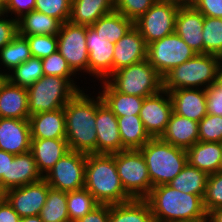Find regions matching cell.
<instances>
[{
	"instance_id": "cell-51",
	"label": "cell",
	"mask_w": 222,
	"mask_h": 222,
	"mask_svg": "<svg viewBox=\"0 0 222 222\" xmlns=\"http://www.w3.org/2000/svg\"><path fill=\"white\" fill-rule=\"evenodd\" d=\"M20 220L21 217L7 201L0 204V222H20Z\"/></svg>"
},
{
	"instance_id": "cell-7",
	"label": "cell",
	"mask_w": 222,
	"mask_h": 222,
	"mask_svg": "<svg viewBox=\"0 0 222 222\" xmlns=\"http://www.w3.org/2000/svg\"><path fill=\"white\" fill-rule=\"evenodd\" d=\"M106 80L121 93L143 98L163 89V77L147 59L119 69Z\"/></svg>"
},
{
	"instance_id": "cell-36",
	"label": "cell",
	"mask_w": 222,
	"mask_h": 222,
	"mask_svg": "<svg viewBox=\"0 0 222 222\" xmlns=\"http://www.w3.org/2000/svg\"><path fill=\"white\" fill-rule=\"evenodd\" d=\"M44 77L40 58L31 57L20 66L14 67L7 73V80L14 85L28 88Z\"/></svg>"
},
{
	"instance_id": "cell-38",
	"label": "cell",
	"mask_w": 222,
	"mask_h": 222,
	"mask_svg": "<svg viewBox=\"0 0 222 222\" xmlns=\"http://www.w3.org/2000/svg\"><path fill=\"white\" fill-rule=\"evenodd\" d=\"M202 33L204 54L222 58V18L204 16Z\"/></svg>"
},
{
	"instance_id": "cell-4",
	"label": "cell",
	"mask_w": 222,
	"mask_h": 222,
	"mask_svg": "<svg viewBox=\"0 0 222 222\" xmlns=\"http://www.w3.org/2000/svg\"><path fill=\"white\" fill-rule=\"evenodd\" d=\"M221 61L216 55L196 54L163 76V90L206 89L217 82Z\"/></svg>"
},
{
	"instance_id": "cell-58",
	"label": "cell",
	"mask_w": 222,
	"mask_h": 222,
	"mask_svg": "<svg viewBox=\"0 0 222 222\" xmlns=\"http://www.w3.org/2000/svg\"><path fill=\"white\" fill-rule=\"evenodd\" d=\"M4 0H0V7L3 5Z\"/></svg>"
},
{
	"instance_id": "cell-56",
	"label": "cell",
	"mask_w": 222,
	"mask_h": 222,
	"mask_svg": "<svg viewBox=\"0 0 222 222\" xmlns=\"http://www.w3.org/2000/svg\"><path fill=\"white\" fill-rule=\"evenodd\" d=\"M6 80H7V74L3 73L0 70V89H1L2 85L5 83Z\"/></svg>"
},
{
	"instance_id": "cell-25",
	"label": "cell",
	"mask_w": 222,
	"mask_h": 222,
	"mask_svg": "<svg viewBox=\"0 0 222 222\" xmlns=\"http://www.w3.org/2000/svg\"><path fill=\"white\" fill-rule=\"evenodd\" d=\"M187 162L208 175L219 172L222 160V143L196 142L186 150Z\"/></svg>"
},
{
	"instance_id": "cell-43",
	"label": "cell",
	"mask_w": 222,
	"mask_h": 222,
	"mask_svg": "<svg viewBox=\"0 0 222 222\" xmlns=\"http://www.w3.org/2000/svg\"><path fill=\"white\" fill-rule=\"evenodd\" d=\"M44 76H60L63 78H77L76 74L71 70L65 58L58 50L41 59Z\"/></svg>"
},
{
	"instance_id": "cell-41",
	"label": "cell",
	"mask_w": 222,
	"mask_h": 222,
	"mask_svg": "<svg viewBox=\"0 0 222 222\" xmlns=\"http://www.w3.org/2000/svg\"><path fill=\"white\" fill-rule=\"evenodd\" d=\"M27 39L32 57L45 58L57 51V35L23 36Z\"/></svg>"
},
{
	"instance_id": "cell-40",
	"label": "cell",
	"mask_w": 222,
	"mask_h": 222,
	"mask_svg": "<svg viewBox=\"0 0 222 222\" xmlns=\"http://www.w3.org/2000/svg\"><path fill=\"white\" fill-rule=\"evenodd\" d=\"M72 0H35V10L58 19L62 24L70 18Z\"/></svg>"
},
{
	"instance_id": "cell-45",
	"label": "cell",
	"mask_w": 222,
	"mask_h": 222,
	"mask_svg": "<svg viewBox=\"0 0 222 222\" xmlns=\"http://www.w3.org/2000/svg\"><path fill=\"white\" fill-rule=\"evenodd\" d=\"M33 10H35V0H4L0 7L2 13L13 16L16 21Z\"/></svg>"
},
{
	"instance_id": "cell-24",
	"label": "cell",
	"mask_w": 222,
	"mask_h": 222,
	"mask_svg": "<svg viewBox=\"0 0 222 222\" xmlns=\"http://www.w3.org/2000/svg\"><path fill=\"white\" fill-rule=\"evenodd\" d=\"M0 117L29 119L27 88L5 81L0 89Z\"/></svg>"
},
{
	"instance_id": "cell-21",
	"label": "cell",
	"mask_w": 222,
	"mask_h": 222,
	"mask_svg": "<svg viewBox=\"0 0 222 222\" xmlns=\"http://www.w3.org/2000/svg\"><path fill=\"white\" fill-rule=\"evenodd\" d=\"M29 123L31 139L66 138L64 108L30 115Z\"/></svg>"
},
{
	"instance_id": "cell-8",
	"label": "cell",
	"mask_w": 222,
	"mask_h": 222,
	"mask_svg": "<svg viewBox=\"0 0 222 222\" xmlns=\"http://www.w3.org/2000/svg\"><path fill=\"white\" fill-rule=\"evenodd\" d=\"M115 164L124 190L133 199H145L153 186L141 151L126 149L116 152Z\"/></svg>"
},
{
	"instance_id": "cell-11",
	"label": "cell",
	"mask_w": 222,
	"mask_h": 222,
	"mask_svg": "<svg viewBox=\"0 0 222 222\" xmlns=\"http://www.w3.org/2000/svg\"><path fill=\"white\" fill-rule=\"evenodd\" d=\"M86 35L87 26L73 24L69 21L61 25L57 34V50L76 75L82 74V72L88 74Z\"/></svg>"
},
{
	"instance_id": "cell-53",
	"label": "cell",
	"mask_w": 222,
	"mask_h": 222,
	"mask_svg": "<svg viewBox=\"0 0 222 222\" xmlns=\"http://www.w3.org/2000/svg\"><path fill=\"white\" fill-rule=\"evenodd\" d=\"M20 222H43V220L39 215H37V216L23 217L21 218Z\"/></svg>"
},
{
	"instance_id": "cell-44",
	"label": "cell",
	"mask_w": 222,
	"mask_h": 222,
	"mask_svg": "<svg viewBox=\"0 0 222 222\" xmlns=\"http://www.w3.org/2000/svg\"><path fill=\"white\" fill-rule=\"evenodd\" d=\"M115 11L126 18L136 21L142 16L157 0H113Z\"/></svg>"
},
{
	"instance_id": "cell-32",
	"label": "cell",
	"mask_w": 222,
	"mask_h": 222,
	"mask_svg": "<svg viewBox=\"0 0 222 222\" xmlns=\"http://www.w3.org/2000/svg\"><path fill=\"white\" fill-rule=\"evenodd\" d=\"M208 174L187 163L182 171L168 185L185 194L204 197Z\"/></svg>"
},
{
	"instance_id": "cell-9",
	"label": "cell",
	"mask_w": 222,
	"mask_h": 222,
	"mask_svg": "<svg viewBox=\"0 0 222 222\" xmlns=\"http://www.w3.org/2000/svg\"><path fill=\"white\" fill-rule=\"evenodd\" d=\"M182 4L177 0H157L134 21L147 45L175 32V19Z\"/></svg>"
},
{
	"instance_id": "cell-18",
	"label": "cell",
	"mask_w": 222,
	"mask_h": 222,
	"mask_svg": "<svg viewBox=\"0 0 222 222\" xmlns=\"http://www.w3.org/2000/svg\"><path fill=\"white\" fill-rule=\"evenodd\" d=\"M29 119L0 117V150L13 155L30 151Z\"/></svg>"
},
{
	"instance_id": "cell-48",
	"label": "cell",
	"mask_w": 222,
	"mask_h": 222,
	"mask_svg": "<svg viewBox=\"0 0 222 222\" xmlns=\"http://www.w3.org/2000/svg\"><path fill=\"white\" fill-rule=\"evenodd\" d=\"M190 4L206 17L222 18V0H192Z\"/></svg>"
},
{
	"instance_id": "cell-23",
	"label": "cell",
	"mask_w": 222,
	"mask_h": 222,
	"mask_svg": "<svg viewBox=\"0 0 222 222\" xmlns=\"http://www.w3.org/2000/svg\"><path fill=\"white\" fill-rule=\"evenodd\" d=\"M30 151L44 177L55 163L70 151L66 138L31 139Z\"/></svg>"
},
{
	"instance_id": "cell-29",
	"label": "cell",
	"mask_w": 222,
	"mask_h": 222,
	"mask_svg": "<svg viewBox=\"0 0 222 222\" xmlns=\"http://www.w3.org/2000/svg\"><path fill=\"white\" fill-rule=\"evenodd\" d=\"M109 222H155L146 199L110 205Z\"/></svg>"
},
{
	"instance_id": "cell-59",
	"label": "cell",
	"mask_w": 222,
	"mask_h": 222,
	"mask_svg": "<svg viewBox=\"0 0 222 222\" xmlns=\"http://www.w3.org/2000/svg\"><path fill=\"white\" fill-rule=\"evenodd\" d=\"M219 172H222V160H221V165H220V170Z\"/></svg>"
},
{
	"instance_id": "cell-22",
	"label": "cell",
	"mask_w": 222,
	"mask_h": 222,
	"mask_svg": "<svg viewBox=\"0 0 222 222\" xmlns=\"http://www.w3.org/2000/svg\"><path fill=\"white\" fill-rule=\"evenodd\" d=\"M160 138L171 145L187 150L199 141L198 122L172 113L166 130Z\"/></svg>"
},
{
	"instance_id": "cell-1",
	"label": "cell",
	"mask_w": 222,
	"mask_h": 222,
	"mask_svg": "<svg viewBox=\"0 0 222 222\" xmlns=\"http://www.w3.org/2000/svg\"><path fill=\"white\" fill-rule=\"evenodd\" d=\"M85 90L68 101L64 112L69 149L88 155L97 153L96 97Z\"/></svg>"
},
{
	"instance_id": "cell-17",
	"label": "cell",
	"mask_w": 222,
	"mask_h": 222,
	"mask_svg": "<svg viewBox=\"0 0 222 222\" xmlns=\"http://www.w3.org/2000/svg\"><path fill=\"white\" fill-rule=\"evenodd\" d=\"M203 25L204 15L190 3L179 7L175 19V32L196 54H204Z\"/></svg>"
},
{
	"instance_id": "cell-49",
	"label": "cell",
	"mask_w": 222,
	"mask_h": 222,
	"mask_svg": "<svg viewBox=\"0 0 222 222\" xmlns=\"http://www.w3.org/2000/svg\"><path fill=\"white\" fill-rule=\"evenodd\" d=\"M110 205L99 204L76 222H109Z\"/></svg>"
},
{
	"instance_id": "cell-46",
	"label": "cell",
	"mask_w": 222,
	"mask_h": 222,
	"mask_svg": "<svg viewBox=\"0 0 222 222\" xmlns=\"http://www.w3.org/2000/svg\"><path fill=\"white\" fill-rule=\"evenodd\" d=\"M205 90L207 114L222 116V86L216 82Z\"/></svg>"
},
{
	"instance_id": "cell-20",
	"label": "cell",
	"mask_w": 222,
	"mask_h": 222,
	"mask_svg": "<svg viewBox=\"0 0 222 222\" xmlns=\"http://www.w3.org/2000/svg\"><path fill=\"white\" fill-rule=\"evenodd\" d=\"M173 113L199 122L207 114L205 89H176L170 91Z\"/></svg>"
},
{
	"instance_id": "cell-15",
	"label": "cell",
	"mask_w": 222,
	"mask_h": 222,
	"mask_svg": "<svg viewBox=\"0 0 222 222\" xmlns=\"http://www.w3.org/2000/svg\"><path fill=\"white\" fill-rule=\"evenodd\" d=\"M50 186L41 181L7 190L6 201L21 217L37 216L45 205Z\"/></svg>"
},
{
	"instance_id": "cell-14",
	"label": "cell",
	"mask_w": 222,
	"mask_h": 222,
	"mask_svg": "<svg viewBox=\"0 0 222 222\" xmlns=\"http://www.w3.org/2000/svg\"><path fill=\"white\" fill-rule=\"evenodd\" d=\"M114 43L98 35L87 26L88 74L98 81L106 80L113 73Z\"/></svg>"
},
{
	"instance_id": "cell-37",
	"label": "cell",
	"mask_w": 222,
	"mask_h": 222,
	"mask_svg": "<svg viewBox=\"0 0 222 222\" xmlns=\"http://www.w3.org/2000/svg\"><path fill=\"white\" fill-rule=\"evenodd\" d=\"M99 203L84 187L67 192V211L70 222H76L96 208Z\"/></svg>"
},
{
	"instance_id": "cell-30",
	"label": "cell",
	"mask_w": 222,
	"mask_h": 222,
	"mask_svg": "<svg viewBox=\"0 0 222 222\" xmlns=\"http://www.w3.org/2000/svg\"><path fill=\"white\" fill-rule=\"evenodd\" d=\"M117 121L122 151L126 149H140L152 138L146 131L139 115L117 117Z\"/></svg>"
},
{
	"instance_id": "cell-42",
	"label": "cell",
	"mask_w": 222,
	"mask_h": 222,
	"mask_svg": "<svg viewBox=\"0 0 222 222\" xmlns=\"http://www.w3.org/2000/svg\"><path fill=\"white\" fill-rule=\"evenodd\" d=\"M203 203L207 213L214 208L222 207V172L208 176Z\"/></svg>"
},
{
	"instance_id": "cell-35",
	"label": "cell",
	"mask_w": 222,
	"mask_h": 222,
	"mask_svg": "<svg viewBox=\"0 0 222 222\" xmlns=\"http://www.w3.org/2000/svg\"><path fill=\"white\" fill-rule=\"evenodd\" d=\"M39 216L43 222H70L67 211V192L50 187Z\"/></svg>"
},
{
	"instance_id": "cell-5",
	"label": "cell",
	"mask_w": 222,
	"mask_h": 222,
	"mask_svg": "<svg viewBox=\"0 0 222 222\" xmlns=\"http://www.w3.org/2000/svg\"><path fill=\"white\" fill-rule=\"evenodd\" d=\"M139 150L145 158L153 187L168 185L188 163L185 149L171 145L160 137L151 138Z\"/></svg>"
},
{
	"instance_id": "cell-26",
	"label": "cell",
	"mask_w": 222,
	"mask_h": 222,
	"mask_svg": "<svg viewBox=\"0 0 222 222\" xmlns=\"http://www.w3.org/2000/svg\"><path fill=\"white\" fill-rule=\"evenodd\" d=\"M42 179L43 176L37 168L31 151L14 155V159L9 160L7 190L35 183Z\"/></svg>"
},
{
	"instance_id": "cell-28",
	"label": "cell",
	"mask_w": 222,
	"mask_h": 222,
	"mask_svg": "<svg viewBox=\"0 0 222 222\" xmlns=\"http://www.w3.org/2000/svg\"><path fill=\"white\" fill-rule=\"evenodd\" d=\"M115 11L113 0H72L69 22L91 26L100 17Z\"/></svg>"
},
{
	"instance_id": "cell-19",
	"label": "cell",
	"mask_w": 222,
	"mask_h": 222,
	"mask_svg": "<svg viewBox=\"0 0 222 222\" xmlns=\"http://www.w3.org/2000/svg\"><path fill=\"white\" fill-rule=\"evenodd\" d=\"M147 49L144 38L135 26L115 43L113 52V73L121 68L142 62L147 59Z\"/></svg>"
},
{
	"instance_id": "cell-10",
	"label": "cell",
	"mask_w": 222,
	"mask_h": 222,
	"mask_svg": "<svg viewBox=\"0 0 222 222\" xmlns=\"http://www.w3.org/2000/svg\"><path fill=\"white\" fill-rule=\"evenodd\" d=\"M195 55L196 52L176 32L148 44L147 49L148 62L162 77Z\"/></svg>"
},
{
	"instance_id": "cell-34",
	"label": "cell",
	"mask_w": 222,
	"mask_h": 222,
	"mask_svg": "<svg viewBox=\"0 0 222 222\" xmlns=\"http://www.w3.org/2000/svg\"><path fill=\"white\" fill-rule=\"evenodd\" d=\"M31 57L27 39L17 34L10 43L0 49V66H4L1 71L3 70V73L7 74L14 67L20 66Z\"/></svg>"
},
{
	"instance_id": "cell-12",
	"label": "cell",
	"mask_w": 222,
	"mask_h": 222,
	"mask_svg": "<svg viewBox=\"0 0 222 222\" xmlns=\"http://www.w3.org/2000/svg\"><path fill=\"white\" fill-rule=\"evenodd\" d=\"M86 154L70 150L47 172L43 179L51 188L64 192L85 186Z\"/></svg>"
},
{
	"instance_id": "cell-27",
	"label": "cell",
	"mask_w": 222,
	"mask_h": 222,
	"mask_svg": "<svg viewBox=\"0 0 222 222\" xmlns=\"http://www.w3.org/2000/svg\"><path fill=\"white\" fill-rule=\"evenodd\" d=\"M100 83L101 89L98 93L116 117L139 115L144 101L143 97L121 93L107 80H103Z\"/></svg>"
},
{
	"instance_id": "cell-2",
	"label": "cell",
	"mask_w": 222,
	"mask_h": 222,
	"mask_svg": "<svg viewBox=\"0 0 222 222\" xmlns=\"http://www.w3.org/2000/svg\"><path fill=\"white\" fill-rule=\"evenodd\" d=\"M155 222L207 221L203 198L185 194L169 185L155 186L145 198Z\"/></svg>"
},
{
	"instance_id": "cell-31",
	"label": "cell",
	"mask_w": 222,
	"mask_h": 222,
	"mask_svg": "<svg viewBox=\"0 0 222 222\" xmlns=\"http://www.w3.org/2000/svg\"><path fill=\"white\" fill-rule=\"evenodd\" d=\"M62 23L54 17L33 10L18 20V34L31 35H57Z\"/></svg>"
},
{
	"instance_id": "cell-57",
	"label": "cell",
	"mask_w": 222,
	"mask_h": 222,
	"mask_svg": "<svg viewBox=\"0 0 222 222\" xmlns=\"http://www.w3.org/2000/svg\"><path fill=\"white\" fill-rule=\"evenodd\" d=\"M183 4H187V3H190L192 0H177Z\"/></svg>"
},
{
	"instance_id": "cell-39",
	"label": "cell",
	"mask_w": 222,
	"mask_h": 222,
	"mask_svg": "<svg viewBox=\"0 0 222 222\" xmlns=\"http://www.w3.org/2000/svg\"><path fill=\"white\" fill-rule=\"evenodd\" d=\"M200 142L222 143V116L206 114L198 122Z\"/></svg>"
},
{
	"instance_id": "cell-13",
	"label": "cell",
	"mask_w": 222,
	"mask_h": 222,
	"mask_svg": "<svg viewBox=\"0 0 222 222\" xmlns=\"http://www.w3.org/2000/svg\"><path fill=\"white\" fill-rule=\"evenodd\" d=\"M172 113L170 93L162 89L144 98L139 117L149 135L158 138L165 132Z\"/></svg>"
},
{
	"instance_id": "cell-54",
	"label": "cell",
	"mask_w": 222,
	"mask_h": 222,
	"mask_svg": "<svg viewBox=\"0 0 222 222\" xmlns=\"http://www.w3.org/2000/svg\"><path fill=\"white\" fill-rule=\"evenodd\" d=\"M7 198V189L0 183V204L4 203Z\"/></svg>"
},
{
	"instance_id": "cell-6",
	"label": "cell",
	"mask_w": 222,
	"mask_h": 222,
	"mask_svg": "<svg viewBox=\"0 0 222 222\" xmlns=\"http://www.w3.org/2000/svg\"><path fill=\"white\" fill-rule=\"evenodd\" d=\"M74 80L60 76H44L29 86L27 88L29 114L64 108L69 100L83 90Z\"/></svg>"
},
{
	"instance_id": "cell-47",
	"label": "cell",
	"mask_w": 222,
	"mask_h": 222,
	"mask_svg": "<svg viewBox=\"0 0 222 222\" xmlns=\"http://www.w3.org/2000/svg\"><path fill=\"white\" fill-rule=\"evenodd\" d=\"M18 34V21L0 11V49Z\"/></svg>"
},
{
	"instance_id": "cell-50",
	"label": "cell",
	"mask_w": 222,
	"mask_h": 222,
	"mask_svg": "<svg viewBox=\"0 0 222 222\" xmlns=\"http://www.w3.org/2000/svg\"><path fill=\"white\" fill-rule=\"evenodd\" d=\"M14 155L0 150V183L7 189V176L9 160H13Z\"/></svg>"
},
{
	"instance_id": "cell-33",
	"label": "cell",
	"mask_w": 222,
	"mask_h": 222,
	"mask_svg": "<svg viewBox=\"0 0 222 222\" xmlns=\"http://www.w3.org/2000/svg\"><path fill=\"white\" fill-rule=\"evenodd\" d=\"M134 26V22L121 13L113 11L100 17L91 27L108 41L116 43Z\"/></svg>"
},
{
	"instance_id": "cell-55",
	"label": "cell",
	"mask_w": 222,
	"mask_h": 222,
	"mask_svg": "<svg viewBox=\"0 0 222 222\" xmlns=\"http://www.w3.org/2000/svg\"><path fill=\"white\" fill-rule=\"evenodd\" d=\"M217 83L222 86V61L218 71Z\"/></svg>"
},
{
	"instance_id": "cell-52",
	"label": "cell",
	"mask_w": 222,
	"mask_h": 222,
	"mask_svg": "<svg viewBox=\"0 0 222 222\" xmlns=\"http://www.w3.org/2000/svg\"><path fill=\"white\" fill-rule=\"evenodd\" d=\"M207 222H222V207L209 211L207 213Z\"/></svg>"
},
{
	"instance_id": "cell-16",
	"label": "cell",
	"mask_w": 222,
	"mask_h": 222,
	"mask_svg": "<svg viewBox=\"0 0 222 222\" xmlns=\"http://www.w3.org/2000/svg\"><path fill=\"white\" fill-rule=\"evenodd\" d=\"M97 153L113 154L122 151L121 136L116 115L96 93Z\"/></svg>"
},
{
	"instance_id": "cell-3",
	"label": "cell",
	"mask_w": 222,
	"mask_h": 222,
	"mask_svg": "<svg viewBox=\"0 0 222 222\" xmlns=\"http://www.w3.org/2000/svg\"><path fill=\"white\" fill-rule=\"evenodd\" d=\"M85 188L99 204H120L133 199L118 176L115 153L86 155Z\"/></svg>"
}]
</instances>
